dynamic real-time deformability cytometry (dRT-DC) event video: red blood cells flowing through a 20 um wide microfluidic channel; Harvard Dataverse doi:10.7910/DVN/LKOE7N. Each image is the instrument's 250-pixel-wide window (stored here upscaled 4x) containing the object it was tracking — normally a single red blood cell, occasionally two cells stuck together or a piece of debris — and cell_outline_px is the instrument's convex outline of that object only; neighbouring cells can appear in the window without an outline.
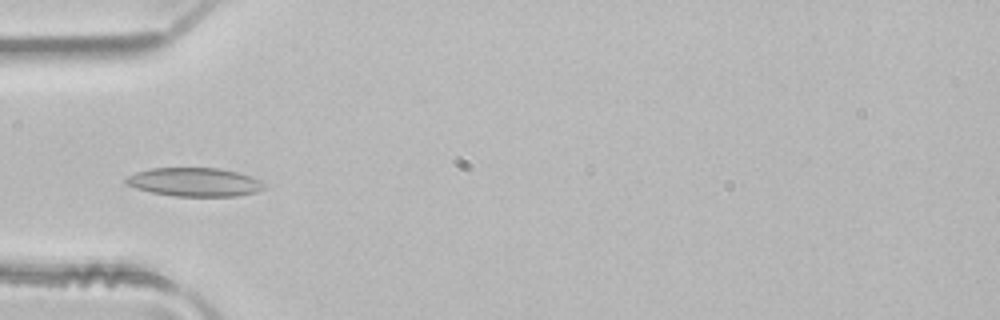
{"species": "common noctule bat (a hibernating species)", "species_latin": "Nyctalus noctula", "temperature_condition": "room temperature", "stored_images_in_passage": 3, "camera_frame_rate_fps": 3000, "um_per_image_px": 0.085, "animal": {"sex": "male", "body_mass_g": 21.5, "forearm_length_mm": 52.0}, "frame": {"image": 1, "passage_image": 3, "time_ms": 0.667, "image_size_px": [1000, 320], "cell_outline_px": [[264, 188], [256, 192], [236, 196], [172, 196], [152, 192], [136, 188], [128, 184], [124, 180], [128, 176], [136, 172], [152, 168], [220, 168], [236, 172], [260, 180], [264, 184]], "centroid_in_image_um": [16.53, 15.48], "position_along_channel_um": 68.5, "area_um2": 22.83}}